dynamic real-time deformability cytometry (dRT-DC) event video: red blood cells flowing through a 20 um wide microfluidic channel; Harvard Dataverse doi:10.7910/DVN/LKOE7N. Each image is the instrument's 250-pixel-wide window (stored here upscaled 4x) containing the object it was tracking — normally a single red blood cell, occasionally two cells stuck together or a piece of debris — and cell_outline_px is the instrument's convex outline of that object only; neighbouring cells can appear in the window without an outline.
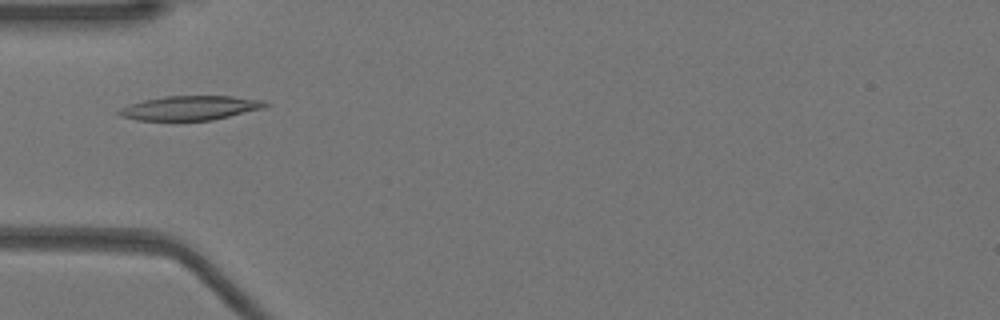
{"species": "Egyptian fruit bat (a non-hibernating species)", "species_latin": "Rousettus aegyptiacus", "temperature_condition": "warm", "stored_images_in_passage": 51, "camera_frame_rate_fps": 3000, "um_per_image_px": 0.085, "animal": {"sex": "female"}, "frame": {"image": 1, "passage_image": 16, "time_ms": 5.0, "image_size_px": [1000, 320], "cell_outline_px": [[268, 104], [264, 108], [212, 120], [136, 120], [120, 116], [116, 112], [120, 108], [144, 100], [168, 96], [232, 96], [264, 100]], "centroid_in_image_um": [16.17, 9.17], "position_along_channel_um": 68.8, "area_um2": 20.52}}
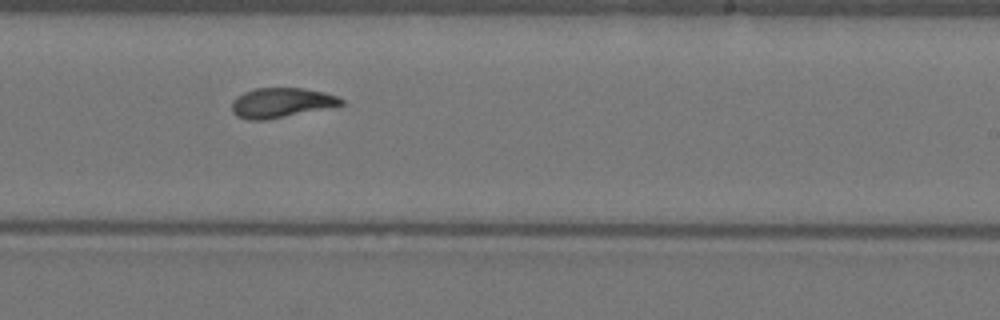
{"frame": {"image": 2, "passage_image": 31, "time_ms": 10.0, "image_size_px": [1000, 320], "cell_outline_px": [[344, 104], [268, 120], [248, 120], [236, 116], [232, 112], [232, 100], [236, 96], [244, 92], [256, 88], [304, 88], [324, 92], [336, 96], [344, 100]], "centroid_in_image_um": [23.86, 8.73], "position_along_channel_um": 265.1, "area_um2": 18.96}}
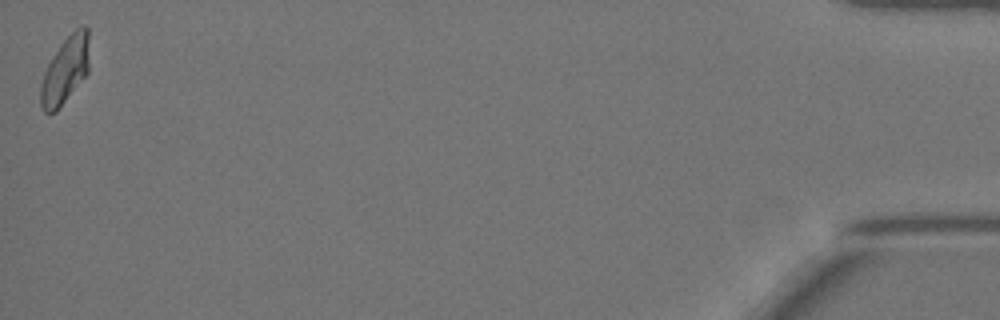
{"frame": {"image": 3, "passage_image": 51, "time_ms": 16.667, "image_size_px": [1000, 320], "cell_outline_px": [[88, 72], [56, 112], [44, 112], [40, 104], [40, 84], [44, 72], [52, 56], [60, 44], [76, 28], [84, 24], [88, 28]], "centroid_in_image_um": [5.53, 5.96], "position_along_channel_um": 429.7, "area_um2": 18.84}, "authors_computed_cell_mechanics": {"area_um2": 19.4786, "velocity_mm_per_s": 3.9111, "shape_relaxation_time_tau1_ms": 5.0594, "shape_relaxation_time_tau2_ms": 2.4977, "deformation_change_tau1": 0.182, "deformation_change_tau2": 0.086}}